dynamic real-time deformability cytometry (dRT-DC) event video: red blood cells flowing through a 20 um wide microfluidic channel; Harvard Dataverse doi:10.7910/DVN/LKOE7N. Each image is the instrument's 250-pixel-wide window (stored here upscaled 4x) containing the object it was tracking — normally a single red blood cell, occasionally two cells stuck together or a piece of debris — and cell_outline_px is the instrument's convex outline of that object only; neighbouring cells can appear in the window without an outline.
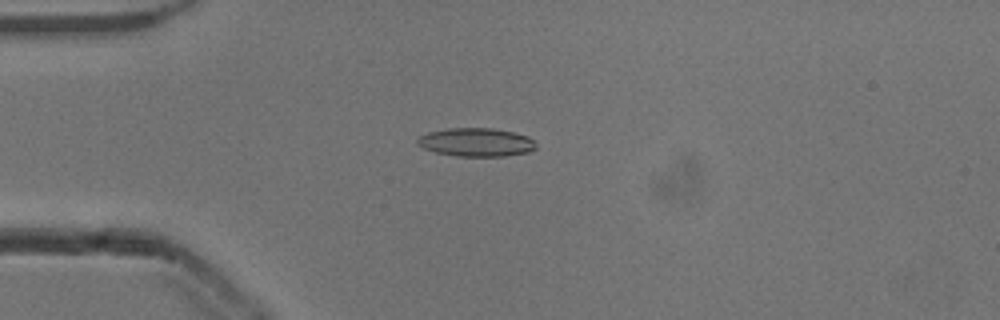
{"species": "common noctule bat (a hibernating species)", "species_latin": "Nyctalus noctula", "temperature_condition": "cold", "stored_images_in_passage": 52, "camera_frame_rate_fps": 3000, "um_per_image_px": 0.085, "animal": {"sex": "male", "body_mass_g": 13.3}, "frame": {"image": 1, "passage_image": 13, "time_ms": 4.0, "image_size_px": [1000, 320], "cell_outline_px": [[536, 148], [528, 152], [504, 156], [456, 156], [436, 152], [424, 148], [416, 144], [416, 140], [420, 136], [428, 132], [448, 128], [492, 128], [512, 132], [528, 136], [536, 144]], "centroid_in_image_um": [40.46, 12.09], "position_along_channel_um": 44.5, "area_um2": 19.59}}
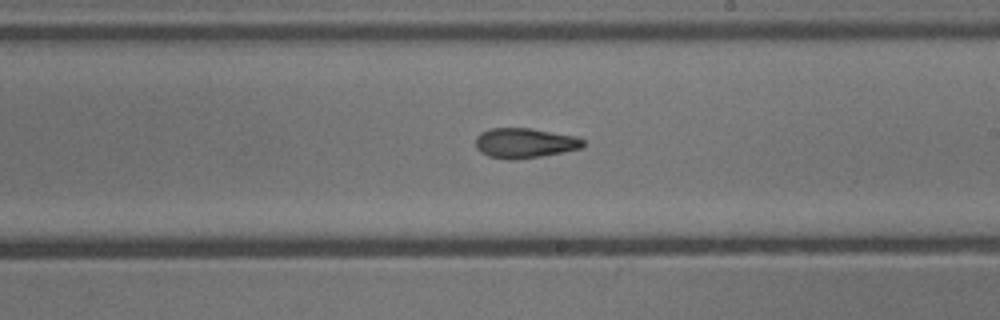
{"frame": {"image": 2, "passage_image": 30, "time_ms": 9.667, "image_size_px": [1000, 320], "cell_outline_px": [[584, 144], [580, 148], [540, 156], [508, 160], [488, 156], [480, 152], [476, 148], [476, 136], [480, 132], [488, 128], [532, 128], [576, 136], [584, 140]], "centroid_in_image_um": [44.55, 12.14], "position_along_channel_um": 244.5, "area_um2": 18.73}}
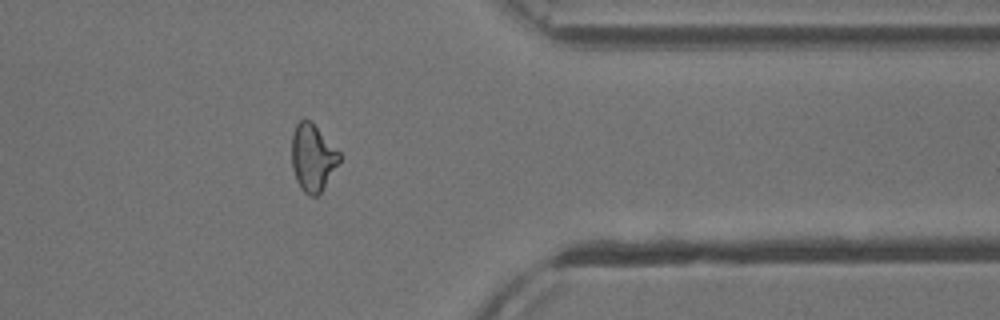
{"frame": {"image": 3, "passage_image": 42, "time_ms": 13.667, "image_size_px": [1000, 320], "cell_outline_px": [[340, 160], [324, 188], [316, 196], [308, 196], [300, 188], [296, 180], [292, 168], [292, 132], [296, 124], [300, 120], [312, 120], [340, 152]], "centroid_in_image_um": [26.57, 13.38], "position_along_channel_um": 384.8, "area_um2": 18.84}, "authors_computed_cell_mechanics": {"area_um2": 18.9873, "velocity_mm_per_s": 3.864, "shape_relaxation_time_tau1_ms": null, "shape_relaxation_time_tau2_ms": 5.5604, "deformation_change_tau1": null, "deformation_change_tau2": 0.1544}}